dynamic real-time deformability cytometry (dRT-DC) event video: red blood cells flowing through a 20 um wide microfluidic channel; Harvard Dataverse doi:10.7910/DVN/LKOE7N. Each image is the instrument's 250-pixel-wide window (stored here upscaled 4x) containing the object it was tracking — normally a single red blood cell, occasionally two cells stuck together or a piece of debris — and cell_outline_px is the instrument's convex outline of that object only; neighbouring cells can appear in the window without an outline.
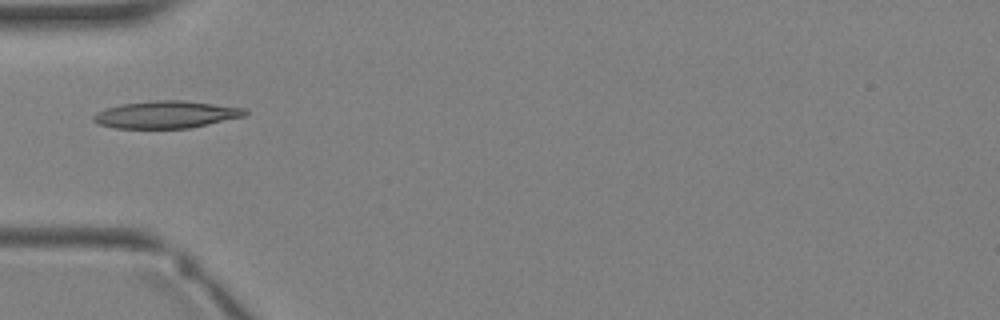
{"species": "Egyptian fruit bat (a non-hibernating species)", "species_latin": "Rousettus aegyptiacus", "temperature_condition": "warm", "stored_images_in_passage": 4, "camera_frame_rate_fps": 3000, "um_per_image_px": 0.085, "animal": {"sex": "female"}, "frame": {"image": 1, "passage_image": 4, "time_ms": 3.667, "image_size_px": [1000, 320], "cell_outline_px": [[248, 112], [244, 116], [192, 128], [112, 128], [100, 124], [92, 120], [92, 116], [96, 112], [108, 108], [124, 104], [156, 100], [180, 100], [248, 108]], "centroid_in_image_um": [14.15, 9.74], "position_along_channel_um": 70.9, "area_um2": 23.99}}